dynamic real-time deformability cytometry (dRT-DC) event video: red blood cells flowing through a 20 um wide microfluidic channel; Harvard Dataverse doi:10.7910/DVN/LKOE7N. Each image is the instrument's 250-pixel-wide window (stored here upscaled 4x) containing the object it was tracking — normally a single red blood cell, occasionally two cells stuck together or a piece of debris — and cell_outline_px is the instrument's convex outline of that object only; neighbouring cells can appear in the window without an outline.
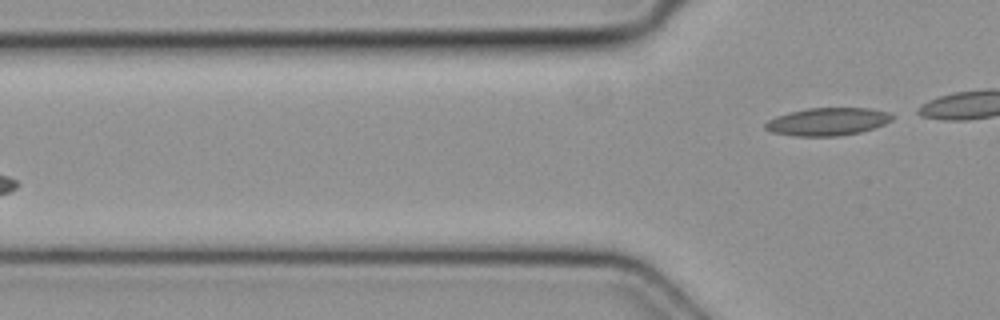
{"species": "common noctule bat (a hibernating species)", "species_latin": "Nyctalus noctula", "temperature_condition": "cold", "stored_images_in_passage": 3, "camera_frame_rate_fps": 3000, "um_per_image_px": 0.085, "animal": {"sex": "female", "body_mass_g": 19.3, "forearm_length_mm": 54.1}, "frame": {"image": 1, "passage_image": 3, "time_ms": 0.667, "image_size_px": [1000, 320], "cell_outline_px": [[896, 116], [892, 120], [884, 124], [860, 132], [840, 136], [796, 136], [772, 132], [764, 128], [764, 124], [768, 120], [776, 116], [788, 112], [808, 108], [868, 108], [888, 112]], "centroid_in_image_um": [70.34, 10.33], "position_along_channel_um": 55.5, "area_um2": 20.58}}